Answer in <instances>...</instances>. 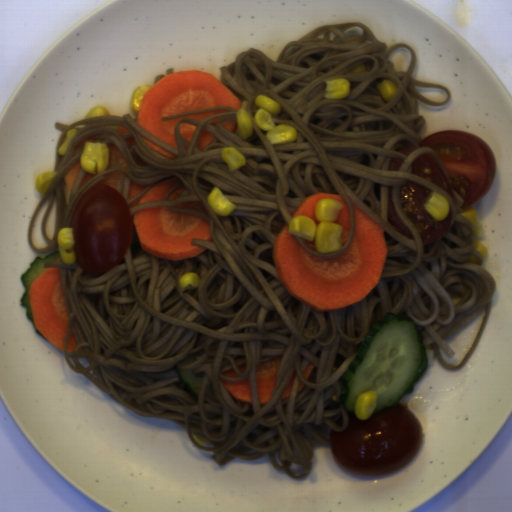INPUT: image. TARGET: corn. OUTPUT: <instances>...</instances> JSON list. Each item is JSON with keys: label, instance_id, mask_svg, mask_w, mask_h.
<instances>
[{"label": "corn", "instance_id": "51d56268", "mask_svg": "<svg viewBox=\"0 0 512 512\" xmlns=\"http://www.w3.org/2000/svg\"><path fill=\"white\" fill-rule=\"evenodd\" d=\"M342 204L337 199L323 198L315 206V217L320 223L303 215H297L289 223L288 233L310 241L315 240L317 252L320 254L332 253L342 249V225L337 220Z\"/></svg>", "mask_w": 512, "mask_h": 512}, {"label": "corn", "instance_id": "f1292c28", "mask_svg": "<svg viewBox=\"0 0 512 512\" xmlns=\"http://www.w3.org/2000/svg\"><path fill=\"white\" fill-rule=\"evenodd\" d=\"M259 108L253 116V120L259 129L266 131V138L271 145L288 144L297 139L296 127L290 124H280L276 126L272 120L273 115L281 112V106L278 102L266 95H257L254 100Z\"/></svg>", "mask_w": 512, "mask_h": 512}, {"label": "corn", "instance_id": "5cfa1b94", "mask_svg": "<svg viewBox=\"0 0 512 512\" xmlns=\"http://www.w3.org/2000/svg\"><path fill=\"white\" fill-rule=\"evenodd\" d=\"M110 147L99 141L85 142L82 149L81 168L92 175H99L108 169Z\"/></svg>", "mask_w": 512, "mask_h": 512}, {"label": "corn", "instance_id": "cfcad685", "mask_svg": "<svg viewBox=\"0 0 512 512\" xmlns=\"http://www.w3.org/2000/svg\"><path fill=\"white\" fill-rule=\"evenodd\" d=\"M56 243L59 250V256L63 260L65 264H74L76 262V254H75V240L73 228L70 227H60L57 237Z\"/></svg>", "mask_w": 512, "mask_h": 512}, {"label": "corn", "instance_id": "2b8c4276", "mask_svg": "<svg viewBox=\"0 0 512 512\" xmlns=\"http://www.w3.org/2000/svg\"><path fill=\"white\" fill-rule=\"evenodd\" d=\"M426 212L434 221H442L447 217L450 211V203L448 199L441 193L432 192L423 204Z\"/></svg>", "mask_w": 512, "mask_h": 512}, {"label": "corn", "instance_id": "79e197a2", "mask_svg": "<svg viewBox=\"0 0 512 512\" xmlns=\"http://www.w3.org/2000/svg\"><path fill=\"white\" fill-rule=\"evenodd\" d=\"M378 401L377 391L369 390L360 393L354 404V412L360 420H365L373 414Z\"/></svg>", "mask_w": 512, "mask_h": 512}, {"label": "corn", "instance_id": "30e3d8cc", "mask_svg": "<svg viewBox=\"0 0 512 512\" xmlns=\"http://www.w3.org/2000/svg\"><path fill=\"white\" fill-rule=\"evenodd\" d=\"M206 200L209 208L216 215H229L237 207L231 201H229L224 196L221 189L216 186L213 187V189L210 191Z\"/></svg>", "mask_w": 512, "mask_h": 512}, {"label": "corn", "instance_id": "6a14855c", "mask_svg": "<svg viewBox=\"0 0 512 512\" xmlns=\"http://www.w3.org/2000/svg\"><path fill=\"white\" fill-rule=\"evenodd\" d=\"M237 132L240 138L246 140L252 136L254 124L248 112V101H244L242 107L236 113Z\"/></svg>", "mask_w": 512, "mask_h": 512}, {"label": "corn", "instance_id": "42891da5", "mask_svg": "<svg viewBox=\"0 0 512 512\" xmlns=\"http://www.w3.org/2000/svg\"><path fill=\"white\" fill-rule=\"evenodd\" d=\"M326 92L324 93L327 99H344L350 93V84L344 78H337L326 81Z\"/></svg>", "mask_w": 512, "mask_h": 512}, {"label": "corn", "instance_id": "a0e27810", "mask_svg": "<svg viewBox=\"0 0 512 512\" xmlns=\"http://www.w3.org/2000/svg\"><path fill=\"white\" fill-rule=\"evenodd\" d=\"M220 156L225 161L230 172H233L246 164L244 155L233 146H225L222 149Z\"/></svg>", "mask_w": 512, "mask_h": 512}, {"label": "corn", "instance_id": "3270194a", "mask_svg": "<svg viewBox=\"0 0 512 512\" xmlns=\"http://www.w3.org/2000/svg\"><path fill=\"white\" fill-rule=\"evenodd\" d=\"M57 171H49L45 173H40L36 176L34 180L35 189L39 194H43L49 188L55 177L57 176Z\"/></svg>", "mask_w": 512, "mask_h": 512}, {"label": "corn", "instance_id": "f22f9a43", "mask_svg": "<svg viewBox=\"0 0 512 512\" xmlns=\"http://www.w3.org/2000/svg\"><path fill=\"white\" fill-rule=\"evenodd\" d=\"M472 225V232L474 238H481L484 234L483 225L478 222L476 210L474 207H468L466 210L460 212Z\"/></svg>", "mask_w": 512, "mask_h": 512}, {"label": "corn", "instance_id": "93f2ace3", "mask_svg": "<svg viewBox=\"0 0 512 512\" xmlns=\"http://www.w3.org/2000/svg\"><path fill=\"white\" fill-rule=\"evenodd\" d=\"M376 87L385 101L394 99L399 91L398 86L388 79H384L379 84H376Z\"/></svg>", "mask_w": 512, "mask_h": 512}, {"label": "corn", "instance_id": "7d6b0189", "mask_svg": "<svg viewBox=\"0 0 512 512\" xmlns=\"http://www.w3.org/2000/svg\"><path fill=\"white\" fill-rule=\"evenodd\" d=\"M200 276L195 272H187L179 279V286L181 291L197 289L200 284Z\"/></svg>", "mask_w": 512, "mask_h": 512}, {"label": "corn", "instance_id": "e3d9049e", "mask_svg": "<svg viewBox=\"0 0 512 512\" xmlns=\"http://www.w3.org/2000/svg\"><path fill=\"white\" fill-rule=\"evenodd\" d=\"M151 87L149 85L138 86L132 93L130 108L135 115H138L139 106Z\"/></svg>", "mask_w": 512, "mask_h": 512}, {"label": "corn", "instance_id": "bf9fae09", "mask_svg": "<svg viewBox=\"0 0 512 512\" xmlns=\"http://www.w3.org/2000/svg\"><path fill=\"white\" fill-rule=\"evenodd\" d=\"M76 133H77V129H75V128L70 129L65 133V139H64L62 145L58 148L59 154L63 155L66 153L68 146Z\"/></svg>", "mask_w": 512, "mask_h": 512}, {"label": "corn", "instance_id": "c43d3cec", "mask_svg": "<svg viewBox=\"0 0 512 512\" xmlns=\"http://www.w3.org/2000/svg\"><path fill=\"white\" fill-rule=\"evenodd\" d=\"M92 116H110L108 110L103 105L94 106L85 118ZM84 118V119H85Z\"/></svg>", "mask_w": 512, "mask_h": 512}, {"label": "corn", "instance_id": "430e39e0", "mask_svg": "<svg viewBox=\"0 0 512 512\" xmlns=\"http://www.w3.org/2000/svg\"><path fill=\"white\" fill-rule=\"evenodd\" d=\"M473 248H474V250H476L478 253L481 254L482 261H485L488 252H487L486 248L484 247V245L481 242H479L478 240H475Z\"/></svg>", "mask_w": 512, "mask_h": 512}, {"label": "corn", "instance_id": "e20e735f", "mask_svg": "<svg viewBox=\"0 0 512 512\" xmlns=\"http://www.w3.org/2000/svg\"><path fill=\"white\" fill-rule=\"evenodd\" d=\"M194 440L198 443V444H201V445H209L205 440H203L202 438H200L195 432H191Z\"/></svg>", "mask_w": 512, "mask_h": 512}]
</instances>
